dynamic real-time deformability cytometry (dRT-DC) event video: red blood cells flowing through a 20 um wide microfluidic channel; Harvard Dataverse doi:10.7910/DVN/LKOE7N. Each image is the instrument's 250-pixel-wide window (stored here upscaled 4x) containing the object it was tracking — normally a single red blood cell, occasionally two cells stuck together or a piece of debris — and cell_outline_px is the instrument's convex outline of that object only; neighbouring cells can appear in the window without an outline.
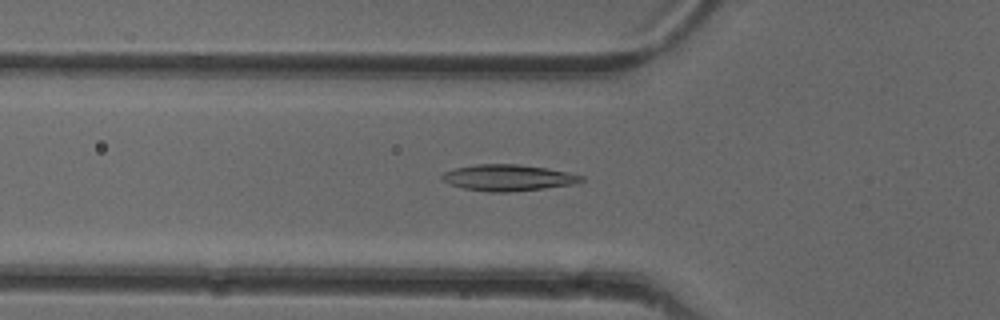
{"species": "common noctule bat (a hibernating species)", "species_latin": "Nyctalus noctula", "temperature_condition": "cold", "stored_images_in_passage": 50, "camera_frame_rate_fps": 3000, "um_per_image_px": 0.085, "animal": {"sex": "female"}, "frame": {"image": 1, "passage_image": 16, "time_ms": 5.0, "image_size_px": [1000, 320], "cell_outline_px": [[584, 180], [580, 184], [508, 192], [488, 192], [464, 188], [452, 184], [444, 180], [440, 176], [444, 172], [456, 168], [476, 164], [520, 164], [548, 168], [568, 172], [584, 176]], "centroid_in_image_um": [43.27, 15.1], "position_along_channel_um": 82.5, "area_um2": 21.39}}
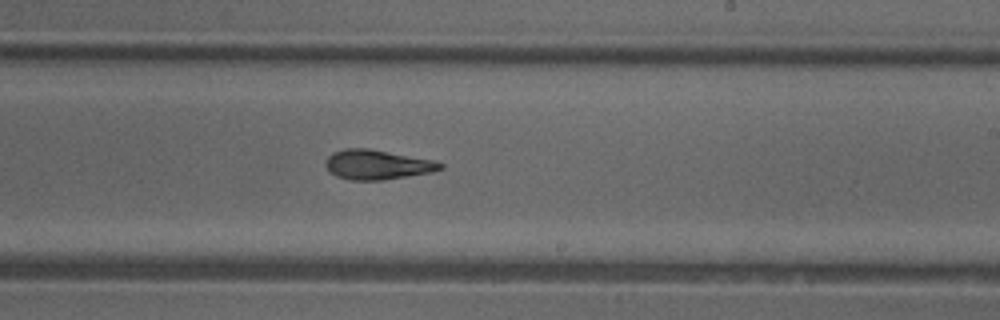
{"frame": {"image": 2, "passage_image": 29, "time_ms": 9.333, "image_size_px": [1000, 320], "cell_outline_px": [[444, 168], [432, 172], [384, 180], [352, 180], [336, 176], [324, 164], [328, 156], [332, 152], [344, 148], [368, 148], [436, 160], [444, 164]], "centroid_in_image_um": [32.1, 13.98], "position_along_channel_um": 256.9, "area_um2": 19.94}}
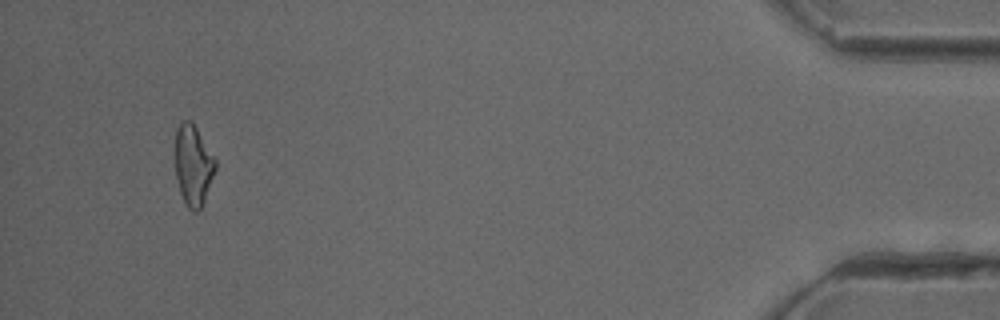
{"frame": {"image": 3, "passage_image": 47, "time_ms": 15.333, "image_size_px": [1000, 320], "cell_outline_px": [[216, 168], [204, 200], [200, 208], [196, 212], [192, 212], [184, 204], [180, 192], [176, 176], [176, 128], [184, 120], [188, 120], [196, 128], [216, 160]], "centroid_in_image_um": [16.41, 14.08], "position_along_channel_um": 418.8, "area_um2": 18.5}, "authors_computed_cell_mechanics": {"area_um2": 19.8254, "velocity_mm_per_s": 3.9931, "shape_relaxation_time_tau1_ms": 9.5051, "shape_relaxation_time_tau2_ms": 3.1036, "deformation_change_tau1": 0.2334, "deformation_change_tau2": 0.1085}}